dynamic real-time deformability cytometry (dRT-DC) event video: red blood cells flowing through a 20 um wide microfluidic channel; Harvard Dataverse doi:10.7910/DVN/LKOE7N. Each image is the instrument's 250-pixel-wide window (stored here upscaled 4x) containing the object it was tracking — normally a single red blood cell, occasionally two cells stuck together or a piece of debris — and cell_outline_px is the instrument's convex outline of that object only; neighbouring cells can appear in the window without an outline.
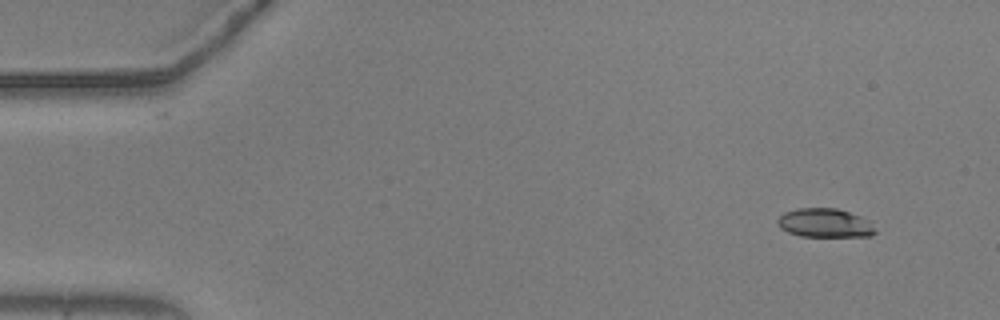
{"species": "common noctule bat (a hibernating species)", "species_latin": "Nyctalus noctula", "temperature_condition": "warm", "stored_images_in_passage": 57, "segment_of_instrument_passage": [1, 2], "camera_frame_rate_fps": 3000, "um_per_image_px": 0.085, "animal": {"sex": "male", "body_mass_g": 20.5, "forearm_length_mm": 52.5}, "frame": {"image": 1, "passage_image": 5, "time_ms": 1.333, "image_size_px": [1000, 320], "cell_outline_px": [[876, 232], [868, 236], [800, 236], [788, 232], [780, 228], [776, 224], [776, 220], [784, 212], [796, 208], [836, 208], [872, 220]], "centroid_in_image_um": [70.1, 18.95], "position_along_channel_um": 14.9, "area_um2": 16.59}}
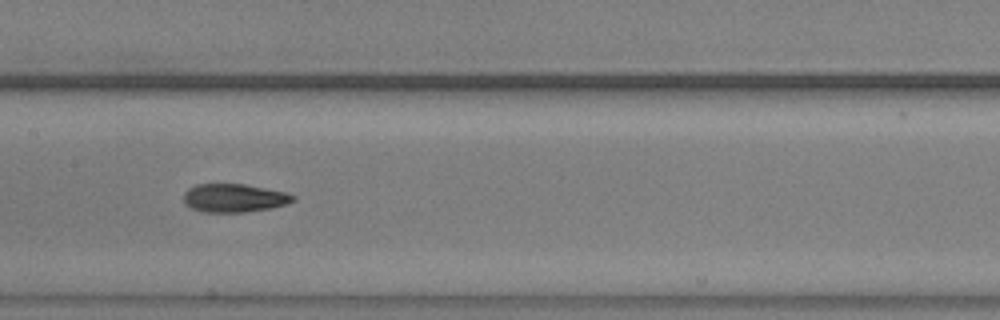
{"frame": {"image": 2, "passage_image": 28, "time_ms": 9.0, "image_size_px": [1000, 320], "cell_outline_px": [[296, 200], [272, 208], [244, 212], [204, 212], [192, 208], [184, 204], [184, 192], [188, 188], [196, 184], [244, 184], [284, 192], [296, 196]], "centroid_in_image_um": [19.88, 16.83], "position_along_channel_um": 187.5, "area_um2": 18.03}}
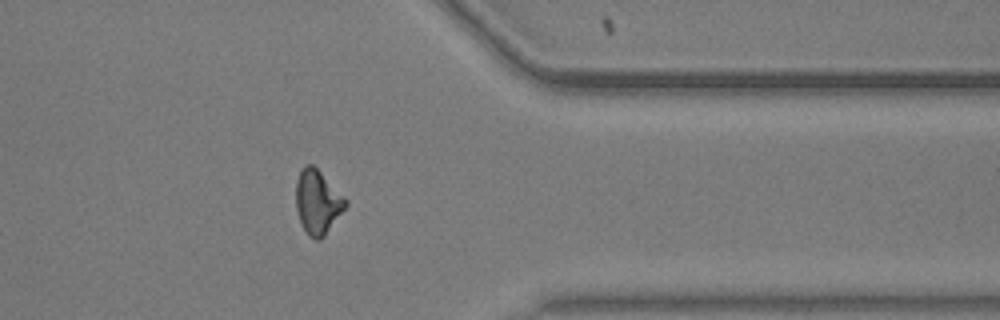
{"frame": {"image": 3, "passage_image": 45, "time_ms": 14.667, "image_size_px": [1000, 320], "cell_outline_px": [[348, 204], [324, 236], [320, 240], [316, 240], [308, 236], [300, 220], [296, 208], [296, 180], [304, 164], [312, 164], [348, 200]], "centroid_in_image_um": [26.99, 17.17], "position_along_channel_um": 384.4, "area_um2": 18.32}}